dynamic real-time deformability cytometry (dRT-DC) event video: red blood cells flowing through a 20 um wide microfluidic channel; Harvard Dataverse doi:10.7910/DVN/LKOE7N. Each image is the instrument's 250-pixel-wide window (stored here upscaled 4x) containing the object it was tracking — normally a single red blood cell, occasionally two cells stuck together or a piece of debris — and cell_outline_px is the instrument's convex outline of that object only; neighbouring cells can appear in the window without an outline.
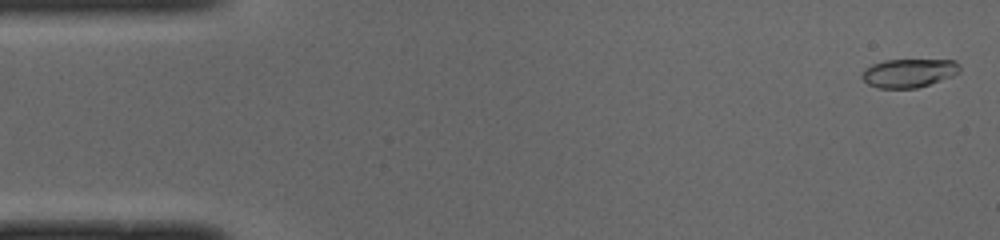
{"species": "common noctule bat (a hibernating species)", "species_latin": "Nyctalus noctula", "temperature_condition": "cold", "stored_images_in_passage": 47, "camera_frame_rate_fps": 3000, "um_per_image_px": 0.085, "animal": {"sex": "male", "body_mass_g": 19.0, "forearm_length_mm": 50.8}, "frame": {"image": 1, "passage_image": 1, "time_ms": 0.0, "image_size_px": [1000, 240], "cell_outline_px": [[960, 72], [952, 76], [916, 88], [876, 88], [868, 84], [860, 76], [864, 68], [872, 64], [884, 60], [956, 60], [960, 64]], "centroid_in_image_um": [77.23, 6.2], "position_along_channel_um": 7.8, "area_um2": 16.36}}
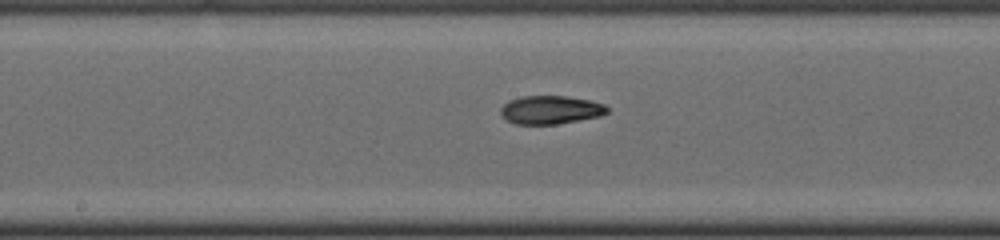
{"frame": {"image": 2, "passage_image": 25, "time_ms": 8.0, "image_size_px": [1000, 240], "cell_outline_px": [[608, 112], [600, 116], [556, 124], [516, 124], [508, 120], [500, 112], [500, 108], [508, 100], [520, 96], [568, 96], [592, 100], [604, 104], [608, 108]], "centroid_in_image_um": [46.81, 9.32], "position_along_channel_um": 201.4, "area_um2": 17.63}}
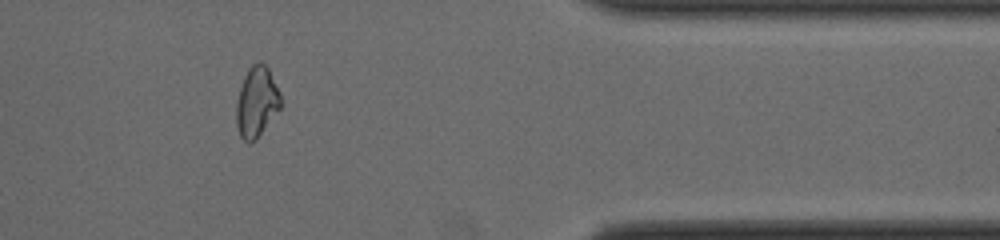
{"frame": {"image": 3, "passage_image": 41, "time_ms": 13.333, "image_size_px": [1000, 240], "cell_outline_px": [[280, 108], [256, 140], [248, 144], [240, 136], [236, 124], [236, 104], [240, 88], [244, 76], [248, 68], [252, 64], [260, 60], [268, 68], [280, 92]], "centroid_in_image_um": [21.8, 8.67], "position_along_channel_um": 389.6, "area_um2": 18.21}, "authors_computed_cell_mechanics": {"area_um2": 17.8024, "velocity_mm_per_s": 3.9943, "shape_relaxation_time_tau1_ms": 9.2699, "shape_relaxation_time_tau2_ms": 6.3846, "deformation_change_tau1": 0.2333, "deformation_change_tau2": 0.1234}}